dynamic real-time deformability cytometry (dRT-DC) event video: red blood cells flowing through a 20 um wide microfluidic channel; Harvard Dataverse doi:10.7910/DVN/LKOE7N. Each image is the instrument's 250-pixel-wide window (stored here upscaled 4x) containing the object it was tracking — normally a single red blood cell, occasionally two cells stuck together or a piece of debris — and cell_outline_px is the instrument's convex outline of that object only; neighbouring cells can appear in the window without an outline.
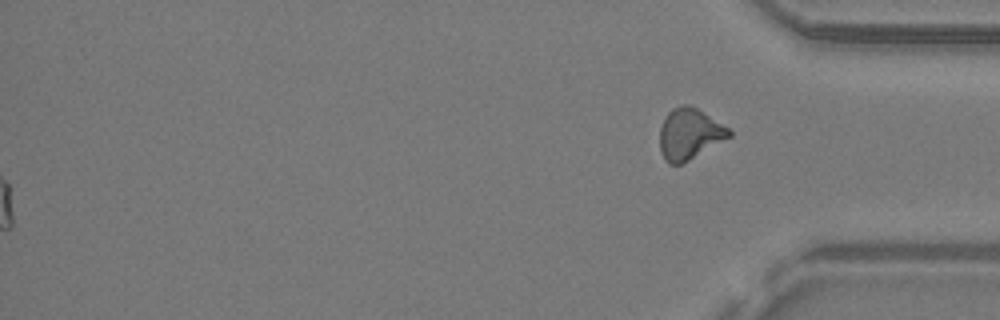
{"species": "common noctule bat (a hibernating species)", "species_latin": "Nyctalus noctula", "temperature_condition": "warm", "stored_images_in_passage": 37, "segment_of_instrument_passage": [2, 2], "camera_frame_rate_fps": 3000, "um_per_image_px": 0.085, "animal": {"sex": "male", "body_mass_g": 19.2, "forearm_length_mm": 51.8}, "frame": {"image": 1, "passage_image": 37, "time_ms": 12.0, "image_size_px": [1000, 320], "cell_outline_px": [[732, 136], [688, 160], [680, 164], [668, 164], [664, 160], [660, 152], [660, 128], [668, 112], [672, 108], [680, 104], [688, 104], [696, 108], [728, 128], [732, 132]], "centroid_in_image_um": [58.58, 11.39], "position_along_channel_um": 376.6, "area_um2": 20.4}}